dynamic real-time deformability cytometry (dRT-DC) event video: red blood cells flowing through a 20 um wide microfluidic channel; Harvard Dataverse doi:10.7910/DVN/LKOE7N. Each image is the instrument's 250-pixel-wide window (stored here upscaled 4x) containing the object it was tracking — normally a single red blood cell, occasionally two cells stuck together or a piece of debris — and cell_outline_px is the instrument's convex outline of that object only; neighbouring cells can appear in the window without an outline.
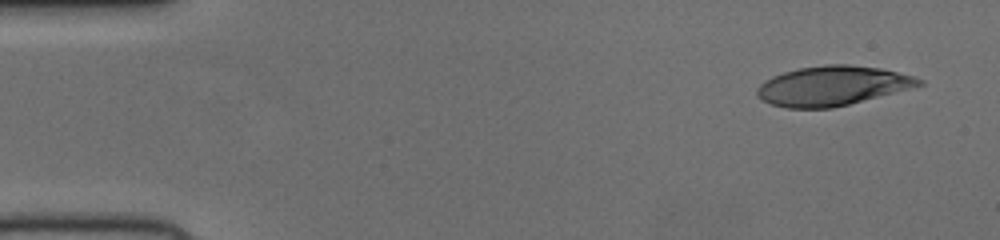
{"species": "human", "species_latin": "Homo sapiens", "temperature_condition": "cold", "stored_images_in_passage": 49, "camera_frame_rate_fps": 3000, "um_per_image_px": 0.085, "donor": {"sex": "female"}, "frame": {"image": 1, "passage_image": 1, "time_ms": 0.0, "image_size_px": [1000, 240], "cell_outline_px": [[924, 84], [848, 104], [832, 108], [788, 108], [772, 104], [756, 96], [756, 92], [760, 84], [772, 76], [784, 72], [800, 68], [824, 64], [848, 64], [880, 68], [912, 76], [924, 80]], "centroid_in_image_um": [70.72, 7.29], "position_along_channel_um": 14.3, "area_um2": 36.82}}
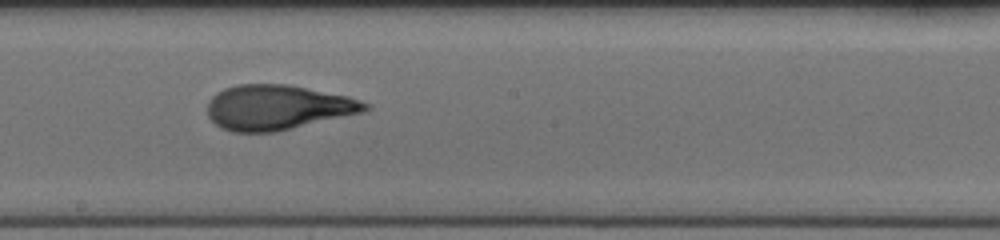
{"frame": {"image": 2, "passage_image": 26, "time_ms": 8.333, "image_size_px": [1000, 240], "cell_outline_px": [[368, 108], [360, 112], [276, 132], [232, 132], [220, 128], [208, 116], [208, 100], [216, 92], [224, 88], [236, 84], [288, 84], [348, 96], [368, 104]], "centroid_in_image_um": [23.51, 9.12], "position_along_channel_um": 224.7, "area_um2": 40.98}}
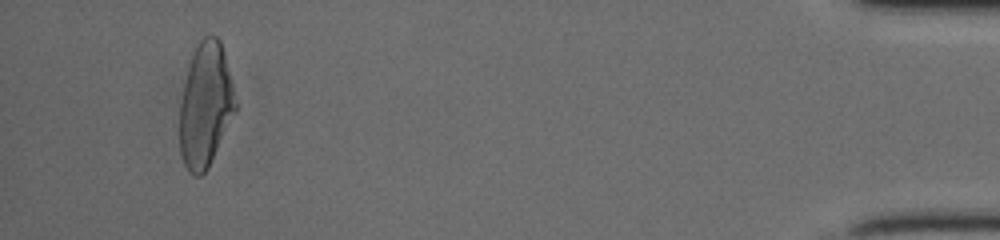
{"frame": {"image": 3, "passage_image": 46, "time_ms": 15.0, "image_size_px": [1000, 240], "cell_outline_px": [[236, 108], [208, 168], [200, 176], [196, 176], [188, 172], [184, 164], [180, 152], [180, 104], [184, 84], [188, 68], [196, 44], [204, 36], [216, 36], [220, 40], [224, 52], [236, 104]], "centroid_in_image_um": [17.44, 8.94], "position_along_channel_um": 417.8, "area_um2": 39.65}}